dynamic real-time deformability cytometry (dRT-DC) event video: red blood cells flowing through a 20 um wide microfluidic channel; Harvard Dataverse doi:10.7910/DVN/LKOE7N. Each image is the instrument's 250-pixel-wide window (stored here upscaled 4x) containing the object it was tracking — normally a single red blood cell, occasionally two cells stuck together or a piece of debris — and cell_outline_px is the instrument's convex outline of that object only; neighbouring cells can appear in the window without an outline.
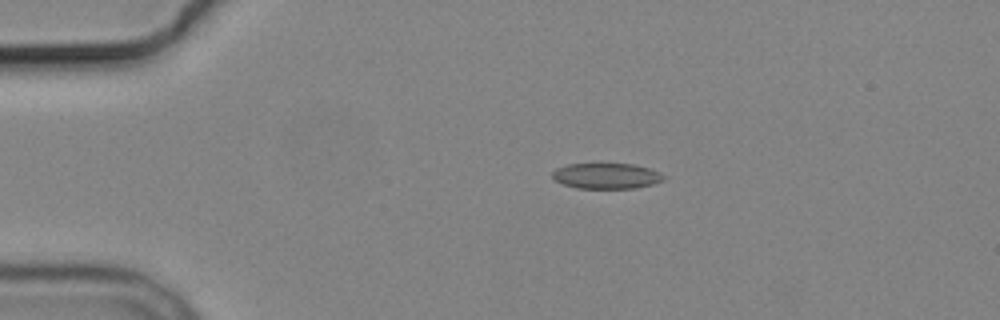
{"species": "common noctule bat (a hibernating species)", "species_latin": "Nyctalus noctula", "temperature_condition": "cold", "stored_images_in_passage": 6, "camera_frame_rate_fps": 3000, "um_per_image_px": 0.085, "animal": {"sex": "male", "body_mass_g": 19.2, "forearm_length_mm": 51.8}, "frame": {"image": 1, "passage_image": 1, "time_ms": 0.0, "image_size_px": [1000, 320], "cell_outline_px": [[664, 180], [652, 184], [636, 188], [576, 188], [564, 184], [556, 180], [552, 176], [552, 172], [556, 168], [568, 164], [632, 164], [648, 168], [660, 172], [664, 176]], "centroid_in_image_um": [51.55, 14.95], "position_along_channel_um": 33.5, "area_um2": 16.47}}
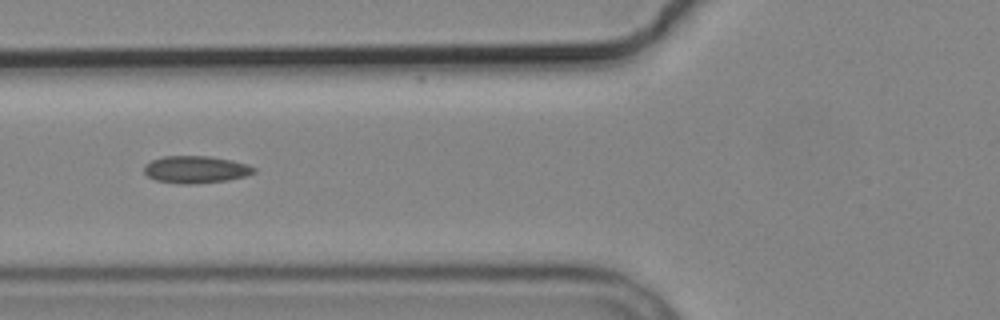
{"frame": {"image": 2, "passage_image": 4, "time_ms": 3.333, "image_size_px": [1000, 320], "cell_outline_px": [[256, 172], [244, 176], [228, 180], [192, 184], [180, 184], [156, 180], [148, 176], [144, 172], [144, 164], [152, 160], [164, 156], [208, 156], [232, 160], [248, 164], [256, 168]], "centroid_in_image_um": [16.64, 14.4], "position_along_channel_um": 109.2, "area_um2": 17.46}}
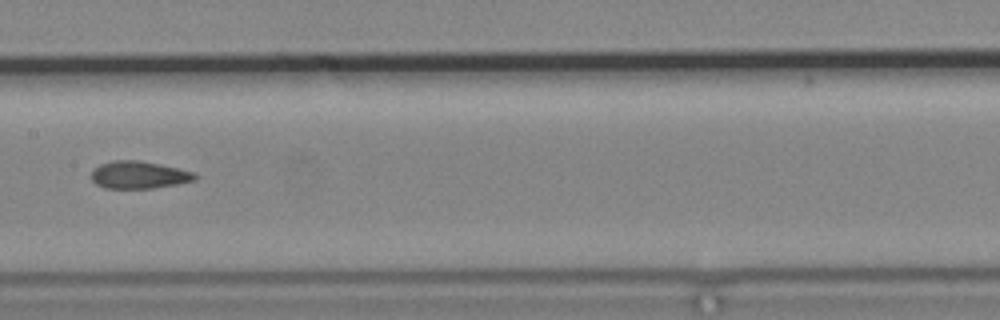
{"frame": {"image": 3, "passage_image": 6, "time_ms": 5.667, "image_size_px": [1000, 320], "cell_outline_px": [[196, 180], [176, 184], [152, 188], [104, 188], [96, 184], [92, 180], [92, 168], [100, 164], [112, 160], [140, 160], [160, 164], [192, 172], [196, 176]], "centroid_in_image_um": [11.75, 14.86], "position_along_channel_um": 195.7, "area_um2": 16.47}}